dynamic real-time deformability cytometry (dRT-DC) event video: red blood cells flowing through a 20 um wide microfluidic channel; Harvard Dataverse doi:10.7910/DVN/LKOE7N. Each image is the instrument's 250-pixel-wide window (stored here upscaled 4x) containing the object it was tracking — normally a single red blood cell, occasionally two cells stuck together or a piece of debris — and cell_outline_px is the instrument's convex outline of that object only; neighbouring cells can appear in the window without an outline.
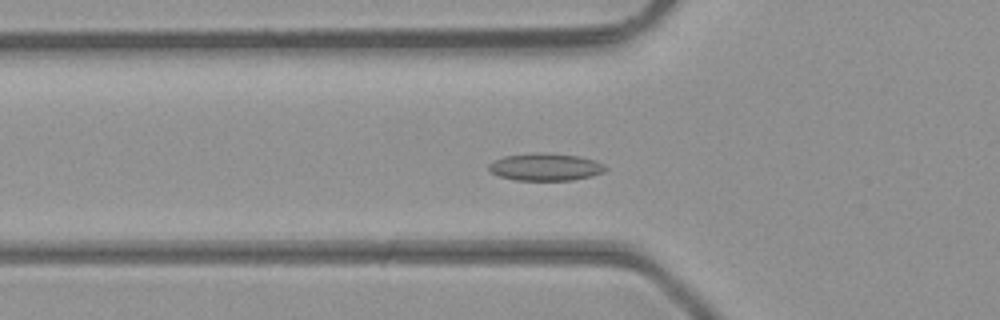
{"species": "common noctule bat (a hibernating species)", "species_latin": "Nyctalus noctula", "temperature_condition": "room temperature", "stored_images_in_passage": 36, "camera_frame_rate_fps": 3000, "um_per_image_px": 0.085, "animal": {"sex": "male", "body_mass_g": 23.1, "forearm_length_mm": 52.7}, "frame": {"image": 1, "passage_image": 12, "time_ms": 3.667, "image_size_px": [1000, 320], "cell_outline_px": [[608, 168], [604, 172], [592, 176], [572, 180], [516, 180], [500, 176], [492, 172], [488, 168], [488, 164], [492, 160], [504, 156], [532, 152], [540, 152], [580, 156], [596, 160], [604, 164]], "centroid_in_image_um": [46.38, 14.18], "position_along_channel_um": 79.4, "area_um2": 18.84}}
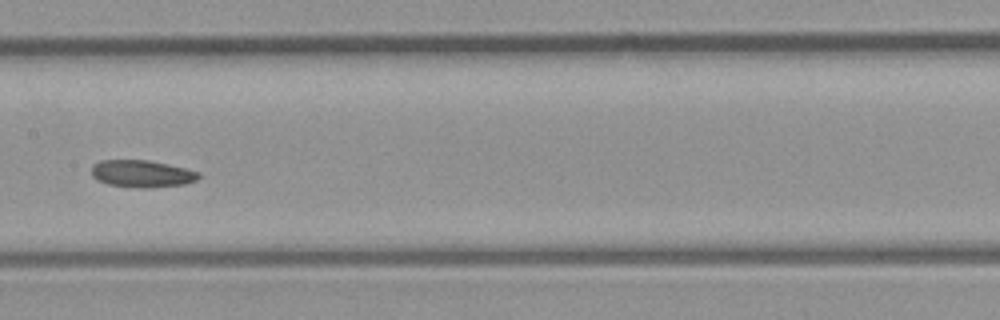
{"frame": {"image": 2, "passage_image": 20, "time_ms": 6.333, "image_size_px": [1000, 320], "cell_outline_px": [[200, 176], [196, 180], [184, 184], [148, 188], [140, 188], [108, 184], [96, 180], [92, 176], [92, 164], [100, 160], [148, 160], [168, 164], [200, 172]], "centroid_in_image_um": [12.04, 14.76], "position_along_channel_um": 195.4, "area_um2": 16.99}}
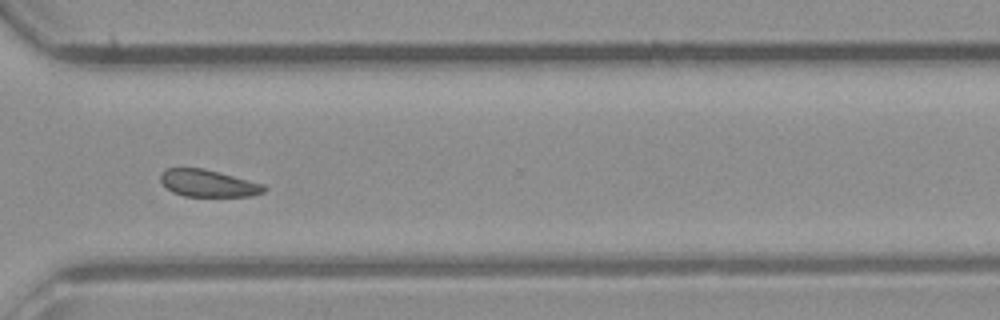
{"frame": {"image": 3, "passage_image": 31, "time_ms": 10.0, "image_size_px": [1000, 320], "cell_outline_px": [[268, 188], [264, 192], [252, 196], [184, 196], [172, 192], [160, 180], [160, 172], [164, 168], [204, 168], [220, 172], [264, 184]], "centroid_in_image_um": [17.7, 15.57], "position_along_channel_um": 352.9, "area_um2": 16.47}, "authors_computed_cell_mechanics": {"area_um2": 17.1088, "velocity_mm_per_s": 4.3074, "shape_relaxation_time_tau1_ms": 6.74, "shape_relaxation_time_tau2_ms": null, "deformation_change_tau1": 0.0793, "deformation_change_tau2": null}}